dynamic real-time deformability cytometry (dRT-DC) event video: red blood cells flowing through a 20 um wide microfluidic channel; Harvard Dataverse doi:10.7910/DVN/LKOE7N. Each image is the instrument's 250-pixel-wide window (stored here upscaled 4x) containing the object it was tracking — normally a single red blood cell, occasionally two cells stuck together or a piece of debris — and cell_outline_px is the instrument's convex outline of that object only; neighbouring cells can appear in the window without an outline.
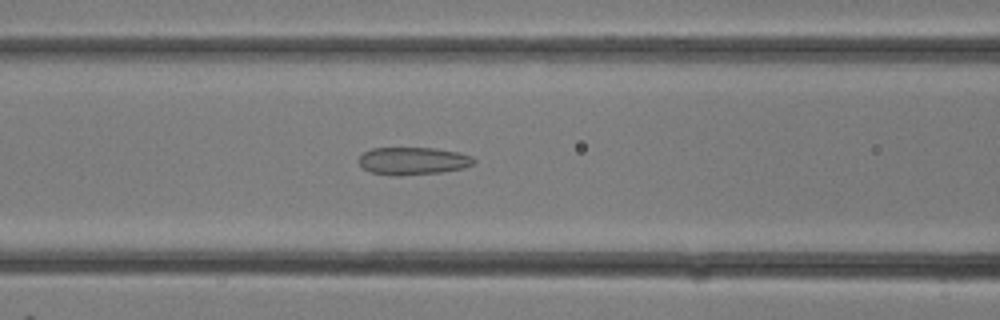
{"species": "common noctule bat (a hibernating species)", "species_latin": "Nyctalus noctula", "temperature_condition": "room temperature", "stored_images_in_passage": 14, "camera_frame_rate_fps": 3000, "um_per_image_px": 0.085, "animal": {"sex": "female"}, "frame": {"image": 1, "passage_image": 12, "time_ms": 3.667, "image_size_px": [1000, 320], "cell_outline_px": [[476, 164], [464, 168], [440, 172], [396, 176], [372, 172], [364, 168], [356, 160], [364, 152], [372, 148], [436, 148], [460, 152], [472, 156], [476, 160]], "centroid_in_image_um": [35.14, 13.67], "position_along_channel_um": 131.5, "area_um2": 18.61}}
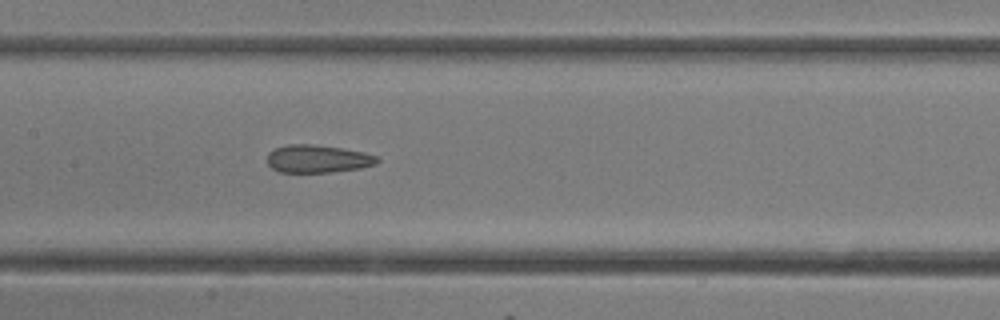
{"frame": {"image": 2, "passage_image": 14, "time_ms": 4.333, "image_size_px": [1000, 320], "cell_outline_px": [[380, 160], [376, 164], [360, 168], [332, 172], [280, 172], [272, 168], [268, 164], [268, 152], [276, 148], [288, 144], [312, 144], [340, 148], [364, 152], [380, 156]], "centroid_in_image_um": [27.04, 13.5], "position_along_channel_um": 180.4, "area_um2": 17.86}}